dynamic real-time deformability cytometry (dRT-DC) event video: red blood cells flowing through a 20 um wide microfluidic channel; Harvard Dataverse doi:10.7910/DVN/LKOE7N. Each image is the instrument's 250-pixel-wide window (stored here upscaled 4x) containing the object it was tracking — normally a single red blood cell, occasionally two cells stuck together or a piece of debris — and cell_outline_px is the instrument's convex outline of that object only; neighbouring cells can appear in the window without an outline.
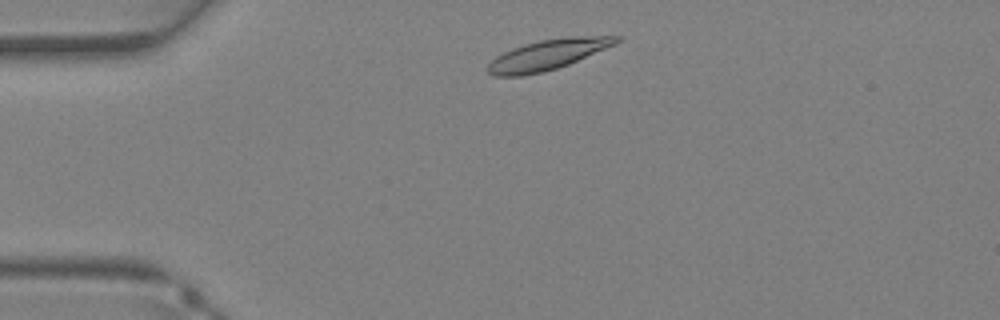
{"species": "Egyptian fruit bat (a non-hibernating species)", "species_latin": "Rousettus aegyptiacus", "temperature_condition": "warm", "stored_images_in_passage": 27, "camera_frame_rate_fps": 3000, "um_per_image_px": 0.085, "animal": {"sex": "female"}, "frame": {"image": 1, "passage_image": 3, "time_ms": 0.667, "image_size_px": [1000, 320], "cell_outline_px": [[624, 36], [616, 44], [568, 64], [544, 72], [520, 76], [492, 76], [484, 68], [496, 56], [512, 48], [524, 44], [540, 40], [568, 36]], "centroid_in_image_um": [46.53, 4.65], "position_along_channel_um": 38.5, "area_um2": 22.72}}
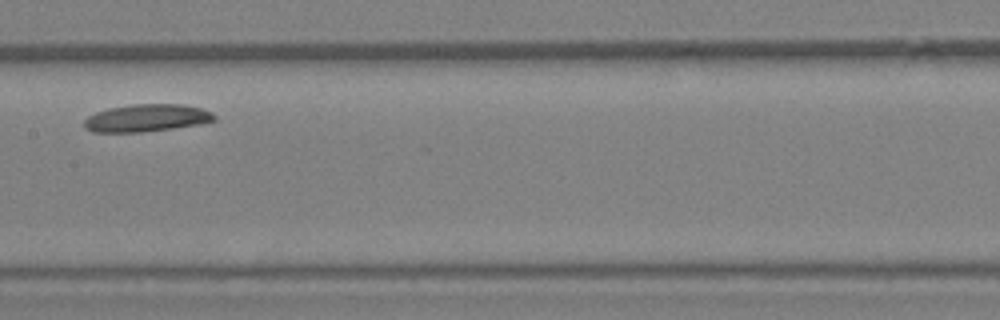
{"frame": {"image": 2, "passage_image": 14, "time_ms": 4.333, "image_size_px": [1000, 320], "cell_outline_px": [[216, 120], [200, 124], [144, 132], [92, 132], [84, 128], [84, 120], [88, 116], [96, 112], [108, 108], [128, 104], [184, 104], [200, 108], [212, 112], [216, 116]], "centroid_in_image_um": [12.45, 10.02], "position_along_channel_um": 195.0, "area_um2": 20.98}}
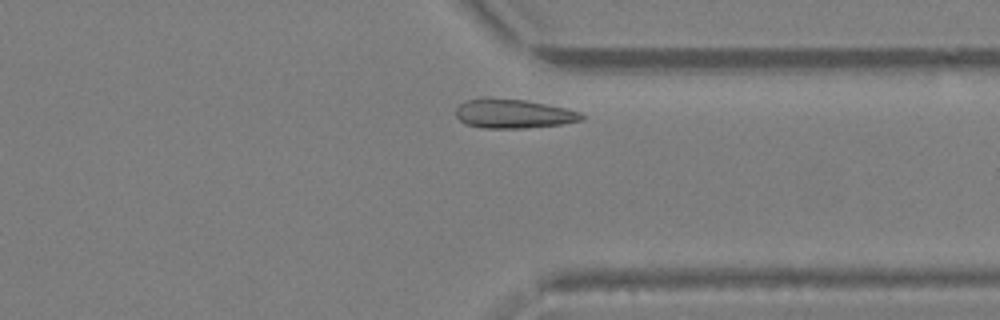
{"frame": {"image": 3, "passage_image": 24, "time_ms": 7.667, "image_size_px": [1000, 320], "cell_outline_px": [[584, 120], [560, 124], [524, 128], [484, 128], [464, 124], [456, 116], [456, 108], [460, 104], [468, 100], [484, 96], [488, 96], [524, 100], [564, 108], [580, 112], [584, 116]], "centroid_in_image_um": [43.58, 9.65], "position_along_channel_um": 367.8, "area_um2": 21.44}}